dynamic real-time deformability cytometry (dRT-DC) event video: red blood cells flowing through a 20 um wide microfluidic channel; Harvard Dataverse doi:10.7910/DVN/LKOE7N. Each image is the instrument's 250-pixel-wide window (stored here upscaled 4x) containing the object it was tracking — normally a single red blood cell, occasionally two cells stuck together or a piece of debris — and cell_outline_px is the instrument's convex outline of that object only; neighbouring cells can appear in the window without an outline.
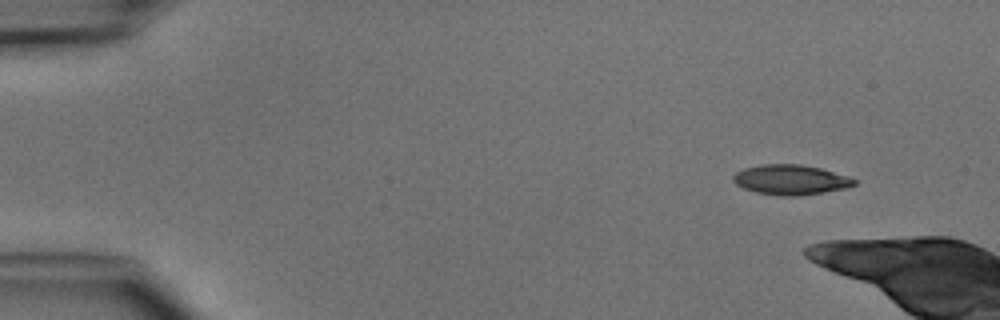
{"species": "common noctule bat (a hibernating species)", "species_latin": "Nyctalus noctula", "temperature_condition": "cold", "stored_images_in_passage": 3, "camera_frame_rate_fps": 3000, "um_per_image_px": 0.085, "animal": {"sex": "male", "body_mass_g": 15.6}, "frame": {"image": 1, "passage_image": 1, "time_ms": 0.0, "image_size_px": [1000, 320], "cell_outline_px": [[856, 184], [848, 188], [824, 192], [796, 196], [780, 196], [756, 192], [744, 188], [736, 184], [732, 180], [732, 176], [736, 172], [744, 168], [760, 164], [800, 164], [820, 168], [848, 176], [856, 180]], "centroid_in_image_um": [67.2, 15.28], "position_along_channel_um": 17.8, "area_um2": 21.21}}